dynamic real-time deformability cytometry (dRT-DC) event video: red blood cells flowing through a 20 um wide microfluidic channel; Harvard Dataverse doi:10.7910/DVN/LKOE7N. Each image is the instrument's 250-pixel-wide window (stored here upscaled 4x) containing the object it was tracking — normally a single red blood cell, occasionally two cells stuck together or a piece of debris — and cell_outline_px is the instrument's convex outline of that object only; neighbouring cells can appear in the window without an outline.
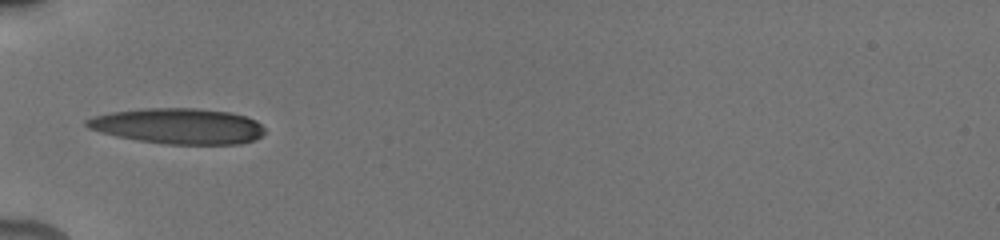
{"species": "human", "species_latin": "Homo sapiens", "temperature_condition": "cold", "stored_images_in_passage": 33, "camera_frame_rate_fps": 3000, "um_per_image_px": 0.085, "donor": {"sex": "male"}, "frame": {"image": 1, "passage_image": 1, "time_ms": 0.0, "image_size_px": [1000, 240], "cell_outline_px": [[264, 132], [256, 140], [240, 144], [164, 144], [136, 140], [116, 136], [100, 132], [88, 128], [84, 124], [84, 120], [96, 116], [112, 112], [144, 108], [196, 108], [228, 112], [244, 116], [256, 120], [264, 128]], "centroid_in_image_um": [15.14, 10.72], "position_along_channel_um": 69.9, "area_um2": 36.99}}
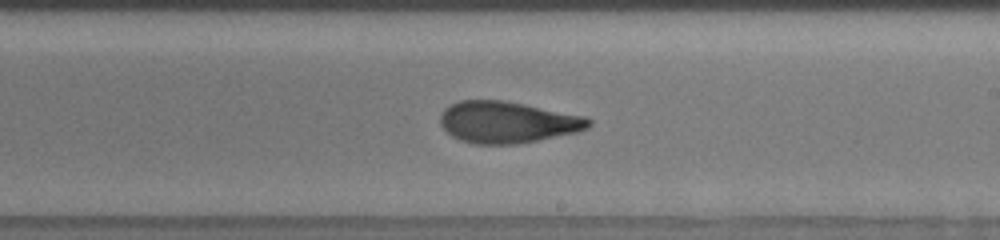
{"frame": {"image": 2, "passage_image": 21, "time_ms": 4.667, "image_size_px": [1000, 240], "cell_outline_px": [[592, 124], [588, 128], [576, 132], [516, 144], [472, 144], [460, 140], [452, 136], [440, 124], [440, 116], [444, 108], [460, 100], [504, 100], [584, 116], [592, 120]], "centroid_in_image_um": [43.11, 10.38], "position_along_channel_um": 245.9, "area_um2": 35.78}}
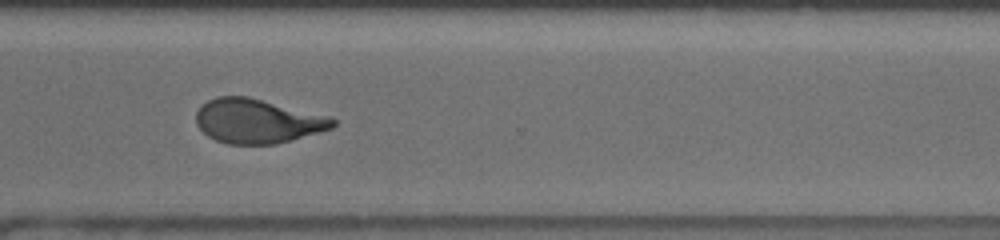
{"frame": {"image": 3, "passage_image": 32, "time_ms": 7.333, "image_size_px": [1000, 240], "cell_outline_px": [[336, 124], [332, 128], [292, 140], [276, 144], [228, 144], [216, 140], [208, 136], [196, 124], [196, 112], [208, 100], [216, 96], [248, 96], [332, 116], [336, 120]], "centroid_in_image_um": [21.92, 10.28], "position_along_channel_um": 348.7, "area_um2": 35.49}}